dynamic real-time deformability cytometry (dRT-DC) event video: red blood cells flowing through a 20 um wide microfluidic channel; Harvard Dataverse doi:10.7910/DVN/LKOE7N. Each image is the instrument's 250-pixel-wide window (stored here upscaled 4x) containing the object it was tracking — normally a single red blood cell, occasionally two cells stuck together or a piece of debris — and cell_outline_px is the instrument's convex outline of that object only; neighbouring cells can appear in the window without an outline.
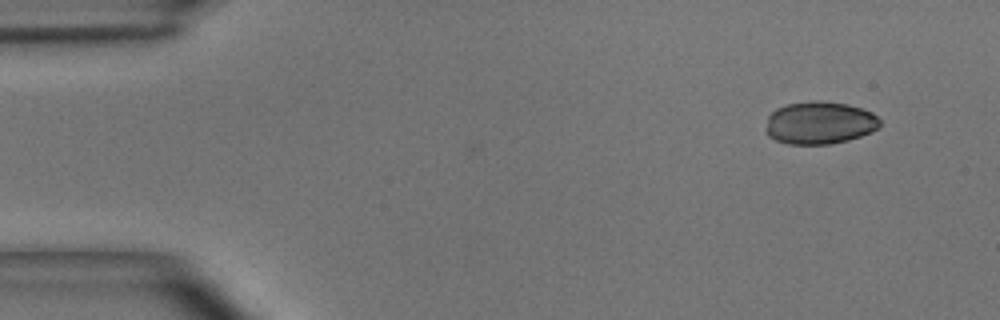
{"species": "common noctule bat (a hibernating species)", "species_latin": "Nyctalus noctula", "temperature_condition": "room temperature", "stored_images_in_passage": 2, "camera_frame_rate_fps": 3000, "um_per_image_px": 0.085, "animal": {"sex": "male", "body_mass_g": 15.6}, "frame": {"image": 1, "passage_image": 2, "time_ms": 0.333, "image_size_px": [1000, 320], "cell_outline_px": [[880, 124], [872, 132], [848, 140], [828, 144], [788, 144], [776, 140], [768, 136], [764, 128], [768, 116], [776, 108], [788, 104], [816, 100], [820, 100], [848, 104], [872, 112], [880, 120]], "centroid_in_image_um": [69.64, 10.44], "position_along_channel_um": 15.4, "area_um2": 28.44}}